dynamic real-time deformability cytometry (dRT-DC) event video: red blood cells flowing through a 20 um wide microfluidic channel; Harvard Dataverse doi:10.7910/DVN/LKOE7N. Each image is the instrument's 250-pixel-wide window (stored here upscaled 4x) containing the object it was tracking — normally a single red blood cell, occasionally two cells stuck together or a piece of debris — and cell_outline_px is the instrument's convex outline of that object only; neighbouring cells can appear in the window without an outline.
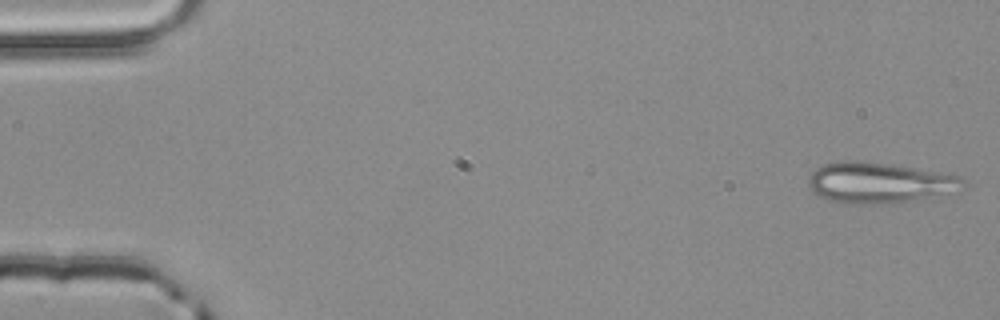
{"species": "common noctule bat (a hibernating species)", "species_latin": "Nyctalus noctula", "temperature_condition": "room temperature", "stored_images_in_passage": 2, "camera_frame_rate_fps": 3000, "um_per_image_px": 0.085, "animal": {"sex": "male", "body_mass_g": 20.4}, "frame": {"image": 1, "passage_image": 2, "time_ms": 0.333, "image_size_px": [1000, 320], "cell_outline_px": [[964, 180], [960, 192], [940, 200], [832, 200], [820, 196], [808, 184], [808, 176], [816, 168], [824, 164], [844, 160], [856, 160], [888, 164], [940, 172], [960, 176]], "centroid_in_image_um": [74.91, 15.48], "position_along_channel_um": 10.1, "area_um2": 35.72}}